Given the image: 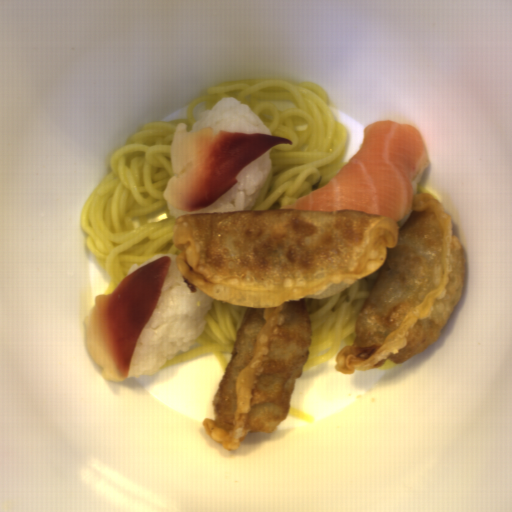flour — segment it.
<instances>
[{"mask_svg": "<svg viewBox=\"0 0 512 512\" xmlns=\"http://www.w3.org/2000/svg\"><path fill=\"white\" fill-rule=\"evenodd\" d=\"M172 240L184 280L225 305L246 307L232 354L201 425L224 449L274 432L288 416L310 358L306 297L350 287L380 271L355 319L346 374L404 363L441 335L458 305L467 255L433 194H417L403 228L365 211L299 209L195 212L175 218Z\"/></svg>", "mask_w": 512, "mask_h": 512, "instance_id": "obj_1", "label": "flour"}]
</instances>
